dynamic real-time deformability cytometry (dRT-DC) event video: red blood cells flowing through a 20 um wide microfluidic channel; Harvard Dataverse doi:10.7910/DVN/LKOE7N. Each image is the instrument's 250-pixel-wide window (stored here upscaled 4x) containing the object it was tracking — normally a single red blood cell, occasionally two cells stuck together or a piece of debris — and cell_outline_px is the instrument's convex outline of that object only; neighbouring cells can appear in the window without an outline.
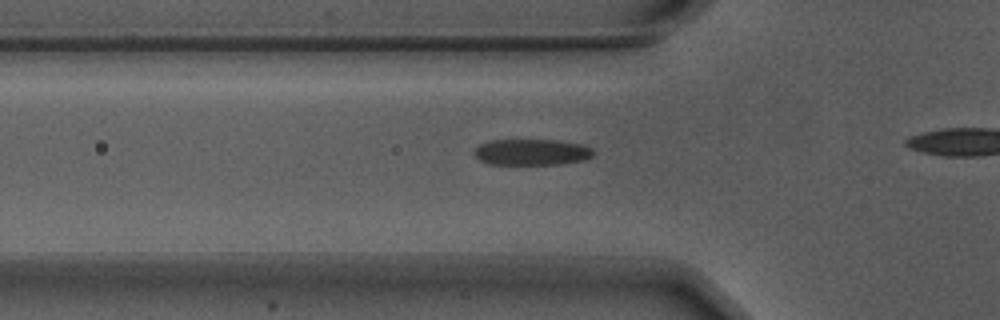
{"species": "Egyptian fruit bat (a non-hibernating species)", "species_latin": "Rousettus aegyptiacus", "temperature_condition": "warm", "stored_images_in_passage": 21, "camera_frame_rate_fps": 3000, "um_per_image_px": 0.085, "animal": {"sex": "male"}, "frame": {"image": 1, "passage_image": 12, "time_ms": 3.667, "image_size_px": [1000, 320], "cell_outline_px": [[596, 152], [592, 156], [584, 160], [560, 164], [488, 164], [480, 160], [476, 156], [476, 148], [480, 144], [488, 140], [560, 140], [584, 144], [592, 148]], "centroid_in_image_um": [45.26, 12.92], "position_along_channel_um": 80.5, "area_um2": 18.26}}
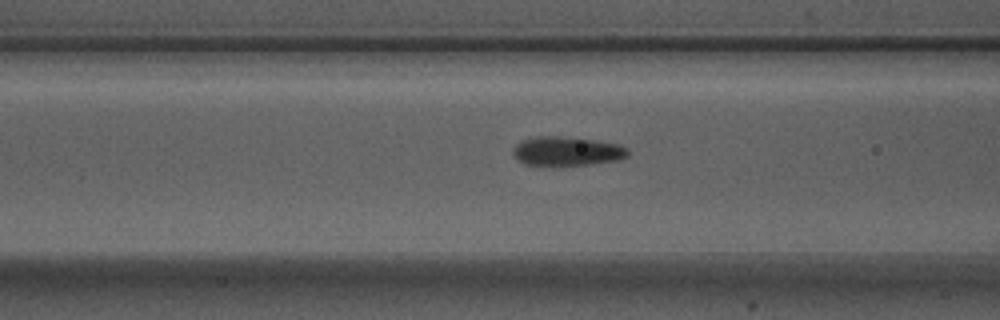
{"frame": {"image": 2, "passage_image": 15, "time_ms": 4.667, "image_size_px": [1000, 320], "cell_outline_px": [[628, 156], [620, 160], [592, 164], [524, 164], [512, 152], [512, 148], [516, 144], [524, 140], [536, 136], [560, 136], [596, 140], [620, 144], [628, 148]], "centroid_in_image_um": [48.25, 12.83], "position_along_channel_um": 118.4, "area_um2": 19.25}}
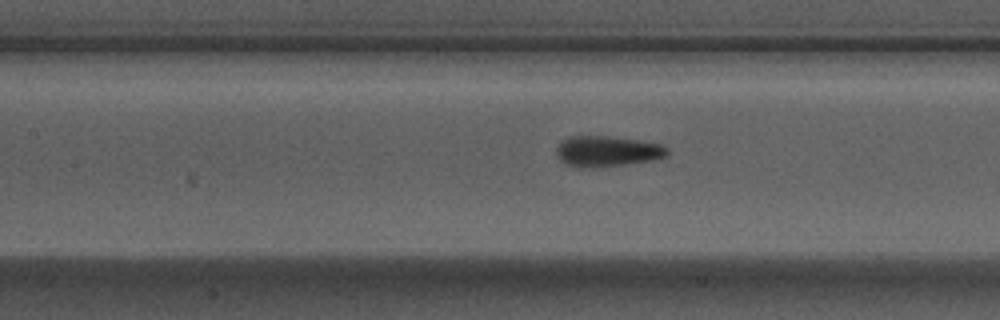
{"frame": {"image": 3, "passage_image": 18, "time_ms": 5.667, "image_size_px": [1000, 320], "cell_outline_px": [[668, 156], [652, 160], [596, 168], [576, 168], [564, 164], [556, 156], [556, 148], [568, 136], [608, 136], [636, 140], [660, 144], [668, 148]], "centroid_in_image_um": [51.57, 12.88], "position_along_channel_um": 155.8, "area_um2": 19.94}}